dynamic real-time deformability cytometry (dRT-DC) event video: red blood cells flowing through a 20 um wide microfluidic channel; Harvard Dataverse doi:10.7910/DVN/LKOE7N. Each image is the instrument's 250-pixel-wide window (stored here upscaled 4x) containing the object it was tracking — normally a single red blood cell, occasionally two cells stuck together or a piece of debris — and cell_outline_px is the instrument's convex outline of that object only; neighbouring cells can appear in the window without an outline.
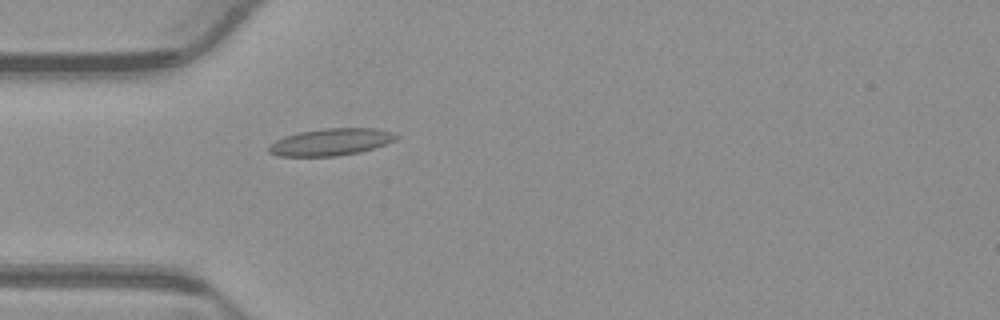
{"species": "common noctule bat (a hibernating species)", "species_latin": "Nyctalus noctula", "temperature_condition": "warm", "stored_images_in_passage": 54, "camera_frame_rate_fps": 3000, "um_per_image_px": 0.085, "animal": {"sex": "male", "body_mass_g": 23.1, "forearm_length_mm": 52.7}, "frame": {"image": 1, "passage_image": 16, "time_ms": 5.0, "image_size_px": [1000, 320], "cell_outline_px": [[400, 136], [396, 140], [360, 152], [336, 156], [280, 156], [268, 152], [268, 144], [284, 136], [300, 132], [324, 128], [380, 128], [396, 132]], "centroid_in_image_um": [28.15, 12.06], "position_along_channel_um": 56.8, "area_um2": 20.23}}
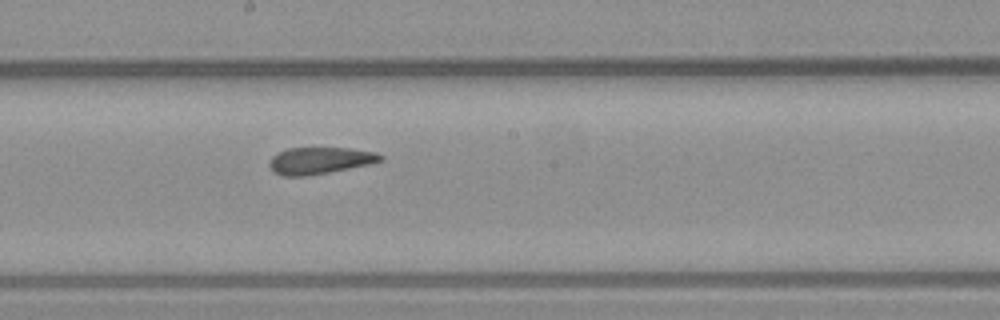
{"frame": {"image": 2, "passage_image": 29, "time_ms": 9.333, "image_size_px": [1000, 320], "cell_outline_px": [[384, 160], [372, 164], [328, 172], [304, 176], [284, 176], [276, 172], [268, 164], [272, 156], [288, 148], [348, 148], [376, 152], [384, 156]], "centroid_in_image_um": [27.24, 13.64], "position_along_channel_um": 221.0, "area_um2": 17.22}}
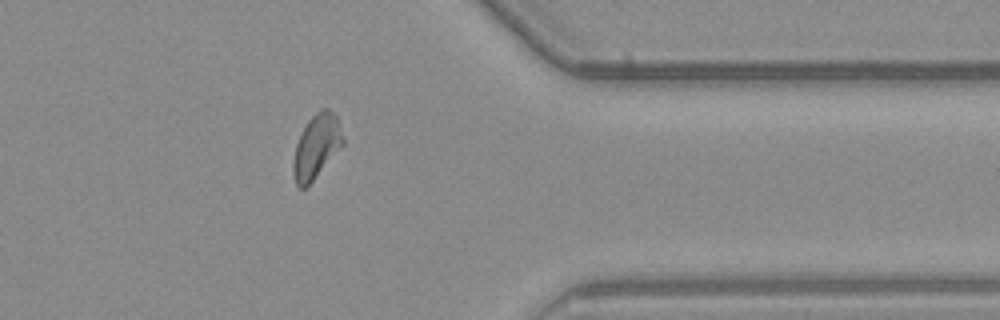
{"frame": {"image": 3, "passage_image": 43, "time_ms": 14.0, "image_size_px": [1000, 320], "cell_outline_px": [[344, 144], [312, 180], [304, 188], [300, 188], [296, 184], [292, 172], [292, 164], [296, 144], [308, 120], [320, 108], [328, 108], [336, 116], [344, 140]], "centroid_in_image_um": [26.88, 12.43], "position_along_channel_um": 384.5, "area_um2": 18.15}, "authors_computed_cell_mechanics": {"area_um2": 18.6116, "velocity_mm_per_s": 3.8459, "shape_relaxation_time_tau1_ms": null, "shape_relaxation_time_tau2_ms": 1.6878, "deformation_change_tau1": null, "deformation_change_tau2": 0.0902}}